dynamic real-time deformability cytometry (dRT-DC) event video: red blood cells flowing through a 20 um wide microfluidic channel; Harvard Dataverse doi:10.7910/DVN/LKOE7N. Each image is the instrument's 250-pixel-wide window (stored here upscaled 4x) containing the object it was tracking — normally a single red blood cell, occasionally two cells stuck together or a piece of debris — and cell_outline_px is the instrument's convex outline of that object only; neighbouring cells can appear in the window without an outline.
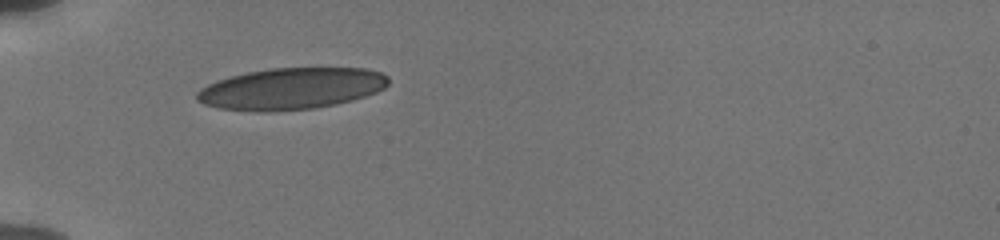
{"species": "human", "species_latin": "Homo sapiens", "temperature_condition": "cold", "stored_images_in_passage": 37, "camera_frame_rate_fps": 3000, "um_per_image_px": 0.085, "donor": {"sex": "male"}, "frame": {"image": 1, "passage_image": 1, "time_ms": 0.0, "image_size_px": [1000, 240], "cell_outline_px": [[388, 84], [384, 88], [376, 92], [352, 100], [336, 104], [312, 108], [268, 112], [260, 112], [220, 108], [204, 104], [196, 100], [196, 92], [200, 88], [216, 80], [248, 72], [272, 68], [364, 68], [380, 72], [388, 76]], "centroid_in_image_um": [24.73, 7.54], "position_along_channel_um": 60.3, "area_um2": 46.3}}
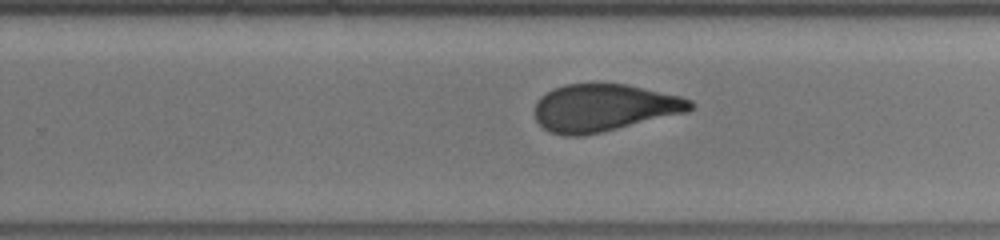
{"frame": {"image": 2, "passage_image": 19, "time_ms": 6.0, "image_size_px": [1000, 240], "cell_outline_px": [[696, 104], [688, 112], [600, 132], [580, 136], [564, 136], [552, 132], [544, 128], [536, 120], [536, 100], [540, 96], [552, 88], [564, 84], [624, 84], [680, 96], [692, 100]], "centroid_in_image_um": [51.33, 9.15], "position_along_channel_um": 278.5, "area_um2": 42.66}}
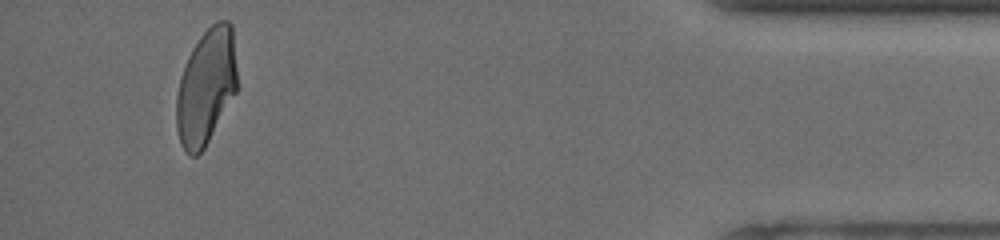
{"frame": {"image": 3, "passage_image": 34, "time_ms": 11.0, "image_size_px": [1000, 240], "cell_outline_px": [[236, 92], [204, 148], [196, 156], [192, 156], [180, 144], [176, 128], [176, 96], [180, 76], [188, 56], [192, 48], [200, 36], [216, 20], [228, 20], [232, 24], [236, 68]], "centroid_in_image_um": [17.5, 7.35], "position_along_channel_um": 417.7, "area_um2": 40.81}, "authors_computed_cell_mechanics": {"area_um2": 43.639, "velocity_mm_per_s": 3.8525, "shape_relaxation_time_tau1_ms": 8.8505, "shape_relaxation_time_tau2_ms": 1.2587, "deformation_change_tau1": 0.2239, "deformation_change_tau2": 0.0843}}